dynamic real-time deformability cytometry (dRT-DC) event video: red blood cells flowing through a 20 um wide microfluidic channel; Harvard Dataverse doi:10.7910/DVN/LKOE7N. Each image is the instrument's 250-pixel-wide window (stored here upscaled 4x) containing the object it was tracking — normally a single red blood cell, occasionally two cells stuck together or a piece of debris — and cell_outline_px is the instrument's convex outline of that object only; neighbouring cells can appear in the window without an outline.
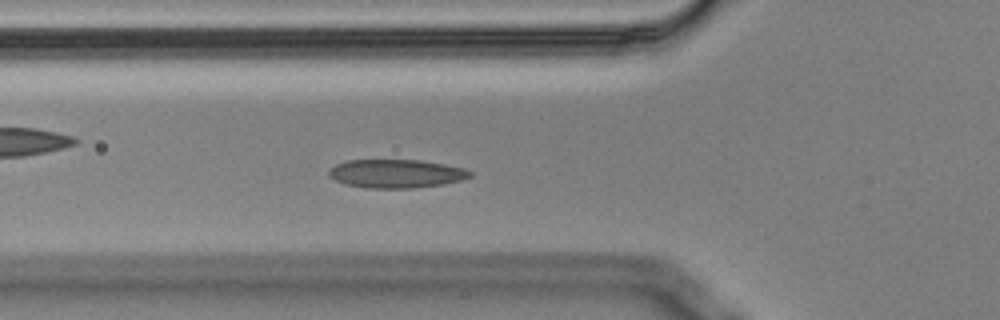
{"species": "Egyptian fruit bat (a non-hibernating species)", "species_latin": "Rousettus aegyptiacus", "temperature_condition": "cold", "stored_images_in_passage": 57, "camera_frame_rate_fps": 3000, "um_per_image_px": 0.085, "animal": {"sex": "male"}, "frame": {"image": 1, "passage_image": 19, "time_ms": 6.0, "image_size_px": [1000, 320], "cell_outline_px": [[472, 176], [460, 180], [444, 184], [412, 188], [364, 188], [348, 184], [336, 180], [328, 176], [328, 172], [336, 164], [348, 160], [420, 160], [444, 164], [464, 168], [472, 172]], "centroid_in_image_um": [33.69, 14.76], "position_along_channel_um": 92.1, "area_um2": 23.35}}
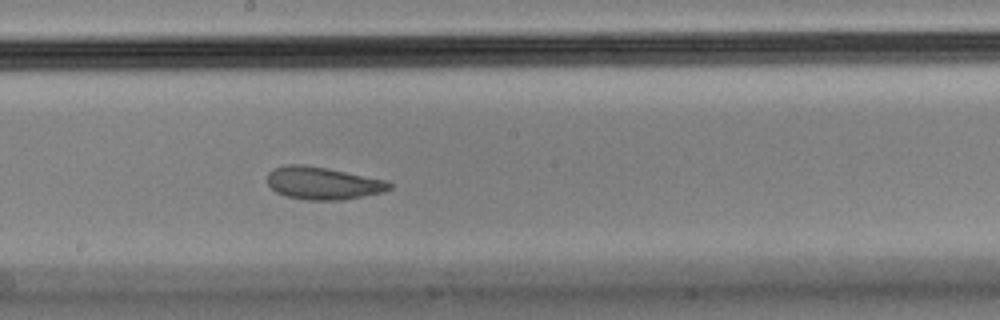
{"frame": {"image": 2, "passage_image": 30, "time_ms": 9.667, "image_size_px": [1000, 320], "cell_outline_px": [[392, 188], [384, 192], [344, 200], [308, 200], [284, 196], [276, 192], [268, 184], [268, 172], [284, 164], [304, 164], [328, 168], [388, 180], [392, 184]], "centroid_in_image_um": [27.48, 15.57], "position_along_channel_um": 220.7, "area_um2": 23.47}}
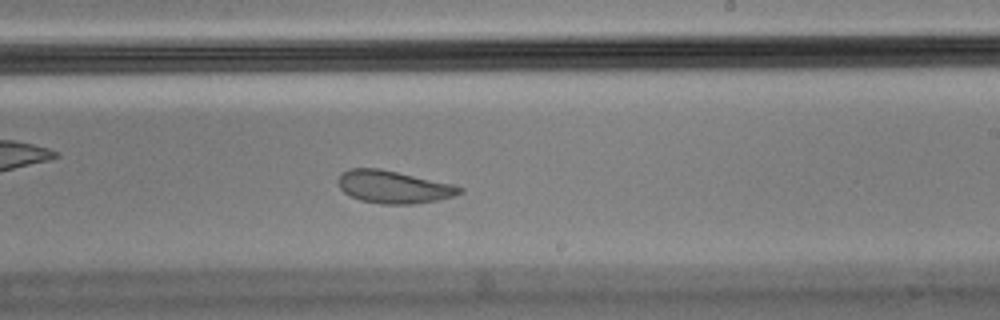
{"frame": {"image": 3, "passage_image": 33, "time_ms": 10.667, "image_size_px": [1000, 320], "cell_outline_px": [[464, 192], [452, 196], [436, 200], [412, 204], [380, 204], [360, 200], [344, 192], [340, 188], [336, 180], [348, 168], [380, 168], [452, 184], [464, 188]], "centroid_in_image_um": [33.43, 15.88], "position_along_channel_um": 255.6, "area_um2": 22.95}, "authors_computed_cell_mechanics": {"area_um2": 23.8136, "velocity_mm_per_s": 3.4929, "shape_relaxation_time_tau1_ms": null, "shape_relaxation_time_tau2_ms": 1.4139, "deformation_change_tau1": null, "deformation_change_tau2": 0.061}}